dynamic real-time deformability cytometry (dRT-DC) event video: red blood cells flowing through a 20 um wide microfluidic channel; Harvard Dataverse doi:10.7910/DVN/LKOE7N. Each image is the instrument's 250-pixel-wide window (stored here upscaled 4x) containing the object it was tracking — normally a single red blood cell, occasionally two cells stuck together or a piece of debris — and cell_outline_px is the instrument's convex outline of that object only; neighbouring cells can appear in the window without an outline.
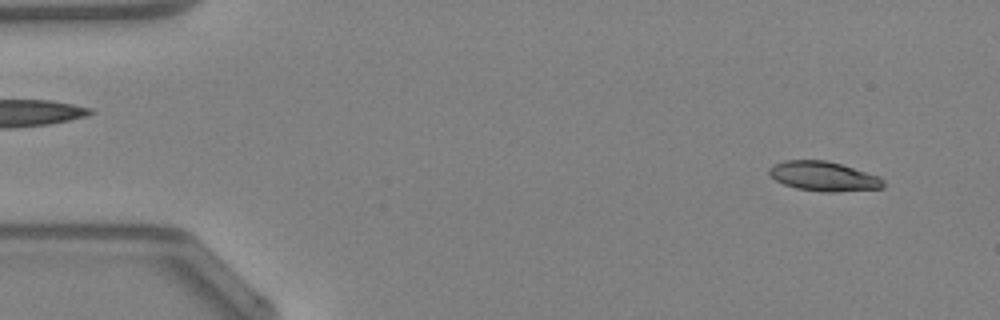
{"species": "Egyptian fruit bat (a non-hibernating species)", "species_latin": "Rousettus aegyptiacus", "temperature_condition": "warm", "stored_images_in_passage": 47, "camera_frame_rate_fps": 3000, "um_per_image_px": 0.085, "animal": {"sex": "female"}, "frame": {"image": 1, "passage_image": 3, "time_ms": 0.667, "image_size_px": [1000, 320], "cell_outline_px": [[884, 188], [836, 192], [828, 192], [796, 188], [784, 184], [776, 180], [768, 172], [768, 168], [772, 164], [784, 160], [824, 160], [840, 164], [880, 176], [884, 180]], "centroid_in_image_um": [70.01, 14.98], "position_along_channel_um": 15.0, "area_um2": 19.65}}
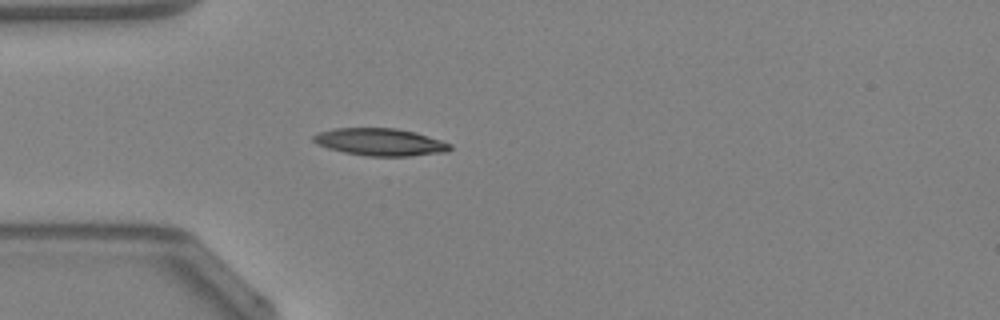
{"frame": {"image": 2, "passage_image": 13, "time_ms": 4.0, "image_size_px": [1000, 320], "cell_outline_px": [[452, 148], [448, 152], [412, 156], [368, 156], [344, 152], [328, 148], [316, 144], [312, 140], [312, 136], [320, 132], [332, 128], [396, 128], [416, 132], [452, 144]], "centroid_in_image_um": [32.33, 12.07], "position_along_channel_um": 52.7, "area_um2": 21.91}}
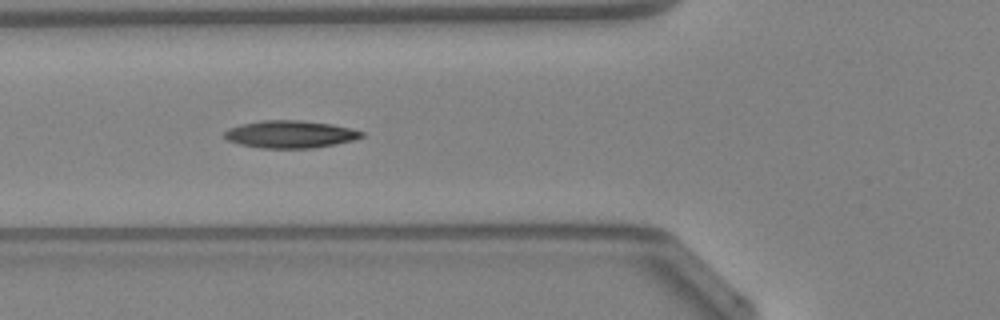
{"frame": {"image": 3, "passage_image": 17, "time_ms": 5.333, "image_size_px": [1000, 320], "cell_outline_px": [[364, 136], [352, 140], [312, 148], [260, 148], [240, 144], [228, 140], [224, 136], [224, 132], [228, 128], [240, 124], [264, 120], [300, 120], [332, 124], [364, 132]], "centroid_in_image_um": [24.63, 11.4], "position_along_channel_um": 101.2, "area_um2": 21.73}, "authors_computed_cell_mechanics": {"area_um2": 20.808, "velocity_mm_per_s": 4.274, "shape_relaxation_time_tau1_ms": 5.0093, "shape_relaxation_time_tau2_ms": 9.2688, "deformation_change_tau1": 0.1669, "deformation_change_tau2": 0.1763}}